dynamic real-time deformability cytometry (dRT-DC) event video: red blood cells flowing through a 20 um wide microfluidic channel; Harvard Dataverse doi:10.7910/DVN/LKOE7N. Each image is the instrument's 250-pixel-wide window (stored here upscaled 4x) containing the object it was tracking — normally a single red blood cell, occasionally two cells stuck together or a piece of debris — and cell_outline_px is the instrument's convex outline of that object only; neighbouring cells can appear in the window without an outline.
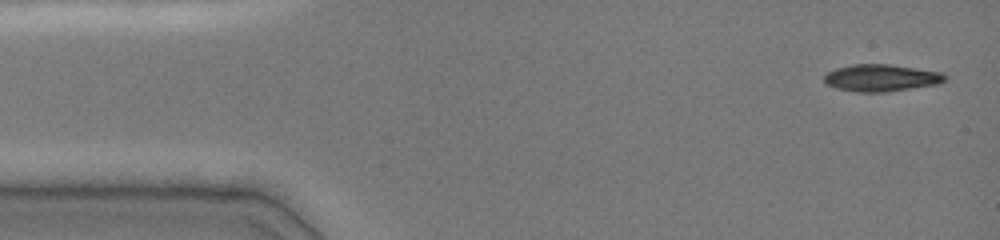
{"species": "common noctule bat (a hibernating species)", "species_latin": "Nyctalus noctula", "temperature_condition": "cold", "stored_images_in_passage": 35, "camera_frame_rate_fps": 3000, "um_per_image_px": 0.085, "animal": {"sex": "female", "body_mass_g": 19.0, "forearm_length_mm": 51.5}, "frame": {"image": 1, "passage_image": 1, "time_ms": 0.0, "image_size_px": [1000, 240], "cell_outline_px": [[948, 76], [944, 80], [936, 84], [884, 92], [856, 92], [836, 88], [828, 84], [824, 80], [824, 76], [828, 72], [836, 68], [852, 64], [888, 64], [944, 72]], "centroid_in_image_um": [74.9, 6.61], "position_along_channel_um": 10.1, "area_um2": 18.9}}
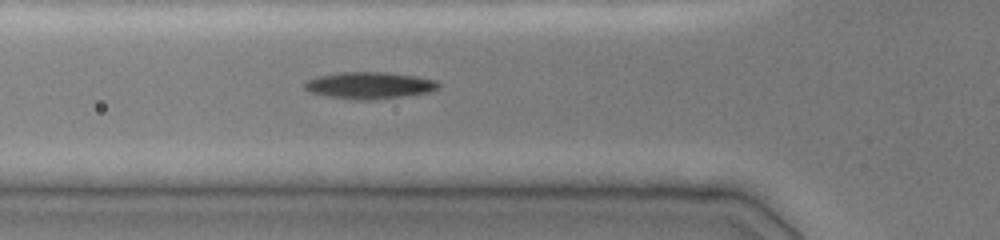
{"frame": {"image": 2, "passage_image": 13, "time_ms": 4.667, "image_size_px": [1000, 240], "cell_outline_px": [[440, 84], [436, 88], [428, 92], [400, 96], [368, 100], [356, 100], [328, 96], [312, 92], [304, 88], [304, 84], [308, 80], [316, 76], [340, 72], [388, 72], [416, 76], [436, 80]], "centroid_in_image_um": [31.38, 7.24], "position_along_channel_um": 94.4, "area_um2": 20.63}}
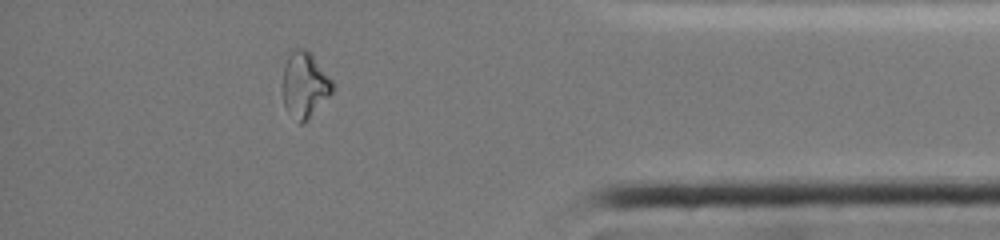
{"frame": {"image": 3, "passage_image": 31, "time_ms": 13.0, "image_size_px": [1000, 240], "cell_outline_px": [[336, 88], [300, 124], [288, 112], [284, 104], [284, 68], [288, 56], [296, 48], [304, 48], [312, 56], [336, 84]], "centroid_in_image_um": [25.91, 7.18], "position_along_channel_um": 409.3, "area_um2": 18.21}}